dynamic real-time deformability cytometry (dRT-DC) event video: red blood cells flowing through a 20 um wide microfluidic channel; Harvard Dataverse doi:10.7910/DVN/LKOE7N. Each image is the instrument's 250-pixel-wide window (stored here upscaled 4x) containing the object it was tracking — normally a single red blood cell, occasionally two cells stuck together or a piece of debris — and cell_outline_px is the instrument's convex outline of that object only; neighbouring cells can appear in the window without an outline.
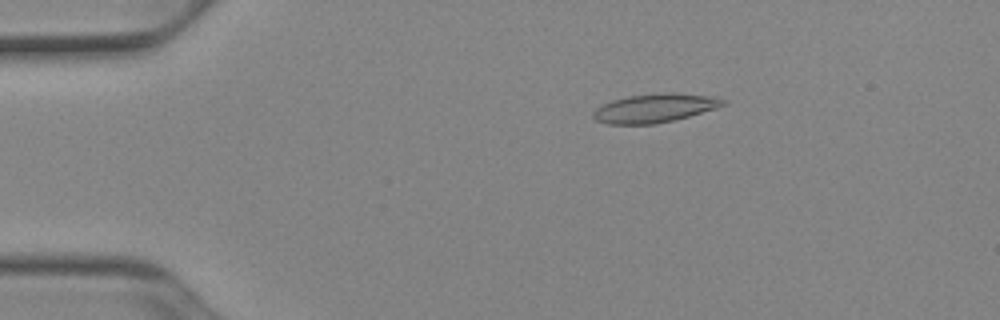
{"species": "Egyptian fruit bat (a non-hibernating species)", "species_latin": "Rousettus aegyptiacus", "temperature_condition": "cold", "stored_images_in_passage": 51, "camera_frame_rate_fps": 3000, "um_per_image_px": 0.085, "animal": {"sex": "female"}, "frame": {"image": 1, "passage_image": 9, "time_ms": 2.667, "image_size_px": [1000, 320], "cell_outline_px": [[728, 104], [716, 108], [676, 120], [656, 124], [608, 124], [596, 120], [592, 116], [592, 112], [596, 108], [612, 100], [628, 96], [664, 92], [676, 92], [712, 96], [728, 100]], "centroid_in_image_um": [55.7, 9.18], "position_along_channel_um": 29.3, "area_um2": 22.02}}
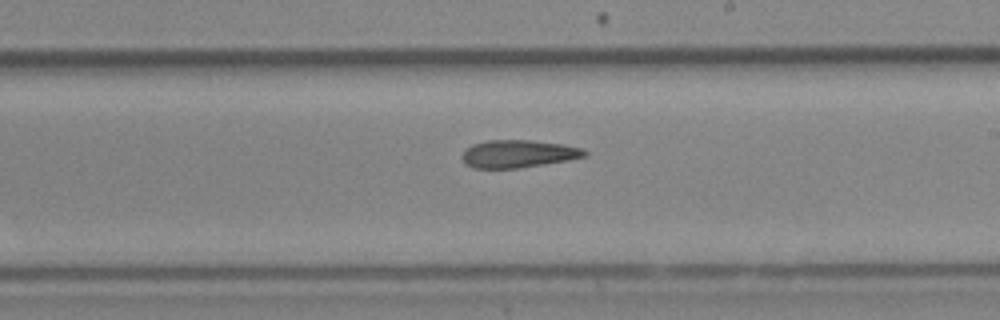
{"frame": {"image": 2, "passage_image": 30, "time_ms": 9.667, "image_size_px": [1000, 320], "cell_outline_px": [[588, 156], [568, 160], [520, 168], [472, 168], [464, 164], [460, 156], [472, 144], [488, 140], [532, 140], [564, 144], [584, 148], [588, 152]], "centroid_in_image_um": [44.07, 13.07], "position_along_channel_um": 244.9, "area_um2": 20.0}}
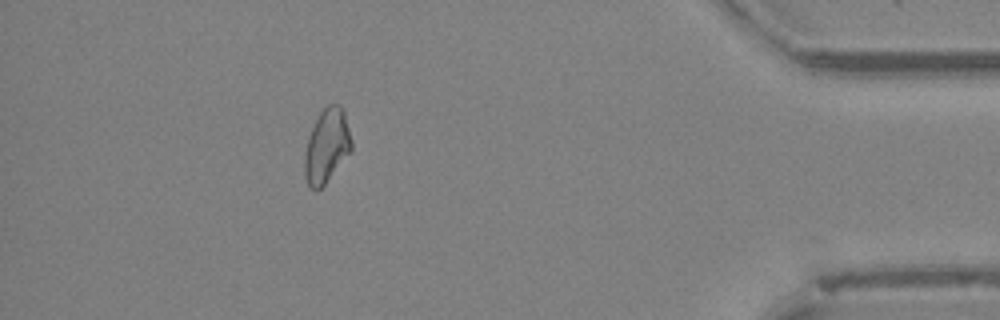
{"frame": {"image": 3, "passage_image": 46, "time_ms": 15.0, "image_size_px": [1000, 320], "cell_outline_px": [[352, 152], [324, 184], [316, 192], [308, 184], [304, 176], [304, 156], [308, 136], [320, 112], [328, 104], [340, 104], [344, 112], [352, 140]], "centroid_in_image_um": [27.78, 12.41], "position_along_channel_um": 407.4, "area_um2": 20.29}, "authors_computed_cell_mechanics": {"area_um2": 20.519, "velocity_mm_per_s": 3.9319, "shape_relaxation_time_tau1_ms": null, "shape_relaxation_time_tau2_ms": 11.0921, "deformation_change_tau1": null, "deformation_change_tau2": 0.2413}}